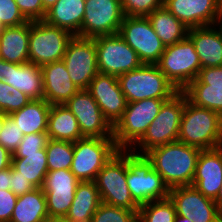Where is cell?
I'll return each mask as SVG.
<instances>
[{"instance_id": "cell-1", "label": "cell", "mask_w": 222, "mask_h": 222, "mask_svg": "<svg viewBox=\"0 0 222 222\" xmlns=\"http://www.w3.org/2000/svg\"><path fill=\"white\" fill-rule=\"evenodd\" d=\"M201 149L179 141L151 149L145 157L169 189L192 184Z\"/></svg>"}, {"instance_id": "cell-2", "label": "cell", "mask_w": 222, "mask_h": 222, "mask_svg": "<svg viewBox=\"0 0 222 222\" xmlns=\"http://www.w3.org/2000/svg\"><path fill=\"white\" fill-rule=\"evenodd\" d=\"M201 150L222 146V116L192 104L188 99L181 117L178 140Z\"/></svg>"}, {"instance_id": "cell-3", "label": "cell", "mask_w": 222, "mask_h": 222, "mask_svg": "<svg viewBox=\"0 0 222 222\" xmlns=\"http://www.w3.org/2000/svg\"><path fill=\"white\" fill-rule=\"evenodd\" d=\"M186 100L187 96L182 91L167 100L148 126L146 133L130 151L137 155H145L153 148L176 142Z\"/></svg>"}, {"instance_id": "cell-4", "label": "cell", "mask_w": 222, "mask_h": 222, "mask_svg": "<svg viewBox=\"0 0 222 222\" xmlns=\"http://www.w3.org/2000/svg\"><path fill=\"white\" fill-rule=\"evenodd\" d=\"M169 99L149 98L127 103L113 126V138L120 150H130L146 133L148 126Z\"/></svg>"}, {"instance_id": "cell-5", "label": "cell", "mask_w": 222, "mask_h": 222, "mask_svg": "<svg viewBox=\"0 0 222 222\" xmlns=\"http://www.w3.org/2000/svg\"><path fill=\"white\" fill-rule=\"evenodd\" d=\"M126 180L130 194L139 206L169 197L170 189L152 168V163L145 155L130 150H126Z\"/></svg>"}, {"instance_id": "cell-6", "label": "cell", "mask_w": 222, "mask_h": 222, "mask_svg": "<svg viewBox=\"0 0 222 222\" xmlns=\"http://www.w3.org/2000/svg\"><path fill=\"white\" fill-rule=\"evenodd\" d=\"M118 81L127 103L149 98L171 99L179 92L157 65L143 64L121 74Z\"/></svg>"}, {"instance_id": "cell-7", "label": "cell", "mask_w": 222, "mask_h": 222, "mask_svg": "<svg viewBox=\"0 0 222 222\" xmlns=\"http://www.w3.org/2000/svg\"><path fill=\"white\" fill-rule=\"evenodd\" d=\"M156 65L178 91L196 79L201 70L199 56L188 36L166 46Z\"/></svg>"}, {"instance_id": "cell-8", "label": "cell", "mask_w": 222, "mask_h": 222, "mask_svg": "<svg viewBox=\"0 0 222 222\" xmlns=\"http://www.w3.org/2000/svg\"><path fill=\"white\" fill-rule=\"evenodd\" d=\"M101 202L138 212L126 180V150H119L97 173L94 180Z\"/></svg>"}, {"instance_id": "cell-9", "label": "cell", "mask_w": 222, "mask_h": 222, "mask_svg": "<svg viewBox=\"0 0 222 222\" xmlns=\"http://www.w3.org/2000/svg\"><path fill=\"white\" fill-rule=\"evenodd\" d=\"M114 138L83 137L74 142L71 172L80 181H94L97 173L119 151Z\"/></svg>"}, {"instance_id": "cell-10", "label": "cell", "mask_w": 222, "mask_h": 222, "mask_svg": "<svg viewBox=\"0 0 222 222\" xmlns=\"http://www.w3.org/2000/svg\"><path fill=\"white\" fill-rule=\"evenodd\" d=\"M73 34L41 21H30L29 62L42 67L61 61Z\"/></svg>"}, {"instance_id": "cell-11", "label": "cell", "mask_w": 222, "mask_h": 222, "mask_svg": "<svg viewBox=\"0 0 222 222\" xmlns=\"http://www.w3.org/2000/svg\"><path fill=\"white\" fill-rule=\"evenodd\" d=\"M94 41L98 71L101 74L119 77L143 65L138 54L119 34L98 36Z\"/></svg>"}, {"instance_id": "cell-12", "label": "cell", "mask_w": 222, "mask_h": 222, "mask_svg": "<svg viewBox=\"0 0 222 222\" xmlns=\"http://www.w3.org/2000/svg\"><path fill=\"white\" fill-rule=\"evenodd\" d=\"M143 64L156 65L165 50L147 17L124 16L119 33Z\"/></svg>"}, {"instance_id": "cell-13", "label": "cell", "mask_w": 222, "mask_h": 222, "mask_svg": "<svg viewBox=\"0 0 222 222\" xmlns=\"http://www.w3.org/2000/svg\"><path fill=\"white\" fill-rule=\"evenodd\" d=\"M62 60L72 82L79 90L87 89L99 73L94 38L73 36Z\"/></svg>"}, {"instance_id": "cell-14", "label": "cell", "mask_w": 222, "mask_h": 222, "mask_svg": "<svg viewBox=\"0 0 222 222\" xmlns=\"http://www.w3.org/2000/svg\"><path fill=\"white\" fill-rule=\"evenodd\" d=\"M123 18L121 0H86L80 37L118 34Z\"/></svg>"}, {"instance_id": "cell-15", "label": "cell", "mask_w": 222, "mask_h": 222, "mask_svg": "<svg viewBox=\"0 0 222 222\" xmlns=\"http://www.w3.org/2000/svg\"><path fill=\"white\" fill-rule=\"evenodd\" d=\"M65 106L76 117L84 137L113 138V126L87 89L78 90Z\"/></svg>"}, {"instance_id": "cell-16", "label": "cell", "mask_w": 222, "mask_h": 222, "mask_svg": "<svg viewBox=\"0 0 222 222\" xmlns=\"http://www.w3.org/2000/svg\"><path fill=\"white\" fill-rule=\"evenodd\" d=\"M169 197L179 216L193 222H222V214L215 201L205 197L192 185L171 188Z\"/></svg>"}, {"instance_id": "cell-17", "label": "cell", "mask_w": 222, "mask_h": 222, "mask_svg": "<svg viewBox=\"0 0 222 222\" xmlns=\"http://www.w3.org/2000/svg\"><path fill=\"white\" fill-rule=\"evenodd\" d=\"M80 181L70 169L48 171L43 184L49 216H66Z\"/></svg>"}, {"instance_id": "cell-18", "label": "cell", "mask_w": 222, "mask_h": 222, "mask_svg": "<svg viewBox=\"0 0 222 222\" xmlns=\"http://www.w3.org/2000/svg\"><path fill=\"white\" fill-rule=\"evenodd\" d=\"M87 90L93 96L104 117L114 126L127 106L118 77L98 73Z\"/></svg>"}, {"instance_id": "cell-19", "label": "cell", "mask_w": 222, "mask_h": 222, "mask_svg": "<svg viewBox=\"0 0 222 222\" xmlns=\"http://www.w3.org/2000/svg\"><path fill=\"white\" fill-rule=\"evenodd\" d=\"M163 6L191 29L215 25L222 0H163Z\"/></svg>"}, {"instance_id": "cell-20", "label": "cell", "mask_w": 222, "mask_h": 222, "mask_svg": "<svg viewBox=\"0 0 222 222\" xmlns=\"http://www.w3.org/2000/svg\"><path fill=\"white\" fill-rule=\"evenodd\" d=\"M191 185L205 197L216 199L222 185V146L201 150Z\"/></svg>"}, {"instance_id": "cell-21", "label": "cell", "mask_w": 222, "mask_h": 222, "mask_svg": "<svg viewBox=\"0 0 222 222\" xmlns=\"http://www.w3.org/2000/svg\"><path fill=\"white\" fill-rule=\"evenodd\" d=\"M44 86V100L50 105H65L79 90L72 82L63 60L41 67Z\"/></svg>"}, {"instance_id": "cell-22", "label": "cell", "mask_w": 222, "mask_h": 222, "mask_svg": "<svg viewBox=\"0 0 222 222\" xmlns=\"http://www.w3.org/2000/svg\"><path fill=\"white\" fill-rule=\"evenodd\" d=\"M8 85L26 94L31 100L44 99L43 75L41 67L33 63L16 64L6 61Z\"/></svg>"}, {"instance_id": "cell-23", "label": "cell", "mask_w": 222, "mask_h": 222, "mask_svg": "<svg viewBox=\"0 0 222 222\" xmlns=\"http://www.w3.org/2000/svg\"><path fill=\"white\" fill-rule=\"evenodd\" d=\"M187 36L194 44L201 68L222 65V35L215 25L188 29Z\"/></svg>"}, {"instance_id": "cell-24", "label": "cell", "mask_w": 222, "mask_h": 222, "mask_svg": "<svg viewBox=\"0 0 222 222\" xmlns=\"http://www.w3.org/2000/svg\"><path fill=\"white\" fill-rule=\"evenodd\" d=\"M30 21L19 26L3 27L0 32V59L10 63L29 62Z\"/></svg>"}, {"instance_id": "cell-25", "label": "cell", "mask_w": 222, "mask_h": 222, "mask_svg": "<svg viewBox=\"0 0 222 222\" xmlns=\"http://www.w3.org/2000/svg\"><path fill=\"white\" fill-rule=\"evenodd\" d=\"M86 0H58L46 11L44 21L80 37Z\"/></svg>"}, {"instance_id": "cell-26", "label": "cell", "mask_w": 222, "mask_h": 222, "mask_svg": "<svg viewBox=\"0 0 222 222\" xmlns=\"http://www.w3.org/2000/svg\"><path fill=\"white\" fill-rule=\"evenodd\" d=\"M49 139L76 142L83 138L76 117L65 105H51L48 114Z\"/></svg>"}, {"instance_id": "cell-27", "label": "cell", "mask_w": 222, "mask_h": 222, "mask_svg": "<svg viewBox=\"0 0 222 222\" xmlns=\"http://www.w3.org/2000/svg\"><path fill=\"white\" fill-rule=\"evenodd\" d=\"M101 203L95 182L82 181L77 185L75 197L66 217L72 222H91Z\"/></svg>"}, {"instance_id": "cell-28", "label": "cell", "mask_w": 222, "mask_h": 222, "mask_svg": "<svg viewBox=\"0 0 222 222\" xmlns=\"http://www.w3.org/2000/svg\"><path fill=\"white\" fill-rule=\"evenodd\" d=\"M51 105L44 99L31 100L20 110L9 116L16 122L24 135L47 132L48 114Z\"/></svg>"}, {"instance_id": "cell-29", "label": "cell", "mask_w": 222, "mask_h": 222, "mask_svg": "<svg viewBox=\"0 0 222 222\" xmlns=\"http://www.w3.org/2000/svg\"><path fill=\"white\" fill-rule=\"evenodd\" d=\"M48 217L45 193L35 188L17 197L10 222H44Z\"/></svg>"}, {"instance_id": "cell-30", "label": "cell", "mask_w": 222, "mask_h": 222, "mask_svg": "<svg viewBox=\"0 0 222 222\" xmlns=\"http://www.w3.org/2000/svg\"><path fill=\"white\" fill-rule=\"evenodd\" d=\"M147 18L165 47L173 45L187 36V27L164 6L154 10Z\"/></svg>"}, {"instance_id": "cell-31", "label": "cell", "mask_w": 222, "mask_h": 222, "mask_svg": "<svg viewBox=\"0 0 222 222\" xmlns=\"http://www.w3.org/2000/svg\"><path fill=\"white\" fill-rule=\"evenodd\" d=\"M11 167L35 188H42L48 173L46 148L32 154H12Z\"/></svg>"}, {"instance_id": "cell-32", "label": "cell", "mask_w": 222, "mask_h": 222, "mask_svg": "<svg viewBox=\"0 0 222 222\" xmlns=\"http://www.w3.org/2000/svg\"><path fill=\"white\" fill-rule=\"evenodd\" d=\"M176 207L170 197L140 205L138 222H174Z\"/></svg>"}, {"instance_id": "cell-33", "label": "cell", "mask_w": 222, "mask_h": 222, "mask_svg": "<svg viewBox=\"0 0 222 222\" xmlns=\"http://www.w3.org/2000/svg\"><path fill=\"white\" fill-rule=\"evenodd\" d=\"M46 148L48 171L70 169L74 142L49 139Z\"/></svg>"}, {"instance_id": "cell-34", "label": "cell", "mask_w": 222, "mask_h": 222, "mask_svg": "<svg viewBox=\"0 0 222 222\" xmlns=\"http://www.w3.org/2000/svg\"><path fill=\"white\" fill-rule=\"evenodd\" d=\"M182 92L192 104L210 109L222 116V90L183 89Z\"/></svg>"}, {"instance_id": "cell-35", "label": "cell", "mask_w": 222, "mask_h": 222, "mask_svg": "<svg viewBox=\"0 0 222 222\" xmlns=\"http://www.w3.org/2000/svg\"><path fill=\"white\" fill-rule=\"evenodd\" d=\"M91 222H138V212L101 203Z\"/></svg>"}, {"instance_id": "cell-36", "label": "cell", "mask_w": 222, "mask_h": 222, "mask_svg": "<svg viewBox=\"0 0 222 222\" xmlns=\"http://www.w3.org/2000/svg\"><path fill=\"white\" fill-rule=\"evenodd\" d=\"M30 101L31 99L26 94L4 81H0V108L3 113L9 115L16 110H20Z\"/></svg>"}, {"instance_id": "cell-37", "label": "cell", "mask_w": 222, "mask_h": 222, "mask_svg": "<svg viewBox=\"0 0 222 222\" xmlns=\"http://www.w3.org/2000/svg\"><path fill=\"white\" fill-rule=\"evenodd\" d=\"M184 89H219L222 90V65L201 68L196 79Z\"/></svg>"}, {"instance_id": "cell-38", "label": "cell", "mask_w": 222, "mask_h": 222, "mask_svg": "<svg viewBox=\"0 0 222 222\" xmlns=\"http://www.w3.org/2000/svg\"><path fill=\"white\" fill-rule=\"evenodd\" d=\"M163 6V0H121L124 16L147 17Z\"/></svg>"}, {"instance_id": "cell-39", "label": "cell", "mask_w": 222, "mask_h": 222, "mask_svg": "<svg viewBox=\"0 0 222 222\" xmlns=\"http://www.w3.org/2000/svg\"><path fill=\"white\" fill-rule=\"evenodd\" d=\"M23 137L24 134L18 128L16 122L7 115L5 124L0 132V145L13 154Z\"/></svg>"}, {"instance_id": "cell-40", "label": "cell", "mask_w": 222, "mask_h": 222, "mask_svg": "<svg viewBox=\"0 0 222 222\" xmlns=\"http://www.w3.org/2000/svg\"><path fill=\"white\" fill-rule=\"evenodd\" d=\"M29 22L21 13L15 0H0V24L2 27L19 26Z\"/></svg>"}, {"instance_id": "cell-41", "label": "cell", "mask_w": 222, "mask_h": 222, "mask_svg": "<svg viewBox=\"0 0 222 222\" xmlns=\"http://www.w3.org/2000/svg\"><path fill=\"white\" fill-rule=\"evenodd\" d=\"M49 136L47 132L24 135L13 154H32L47 146Z\"/></svg>"}, {"instance_id": "cell-42", "label": "cell", "mask_w": 222, "mask_h": 222, "mask_svg": "<svg viewBox=\"0 0 222 222\" xmlns=\"http://www.w3.org/2000/svg\"><path fill=\"white\" fill-rule=\"evenodd\" d=\"M18 8L28 21L44 20L46 11L41 0H15Z\"/></svg>"}, {"instance_id": "cell-43", "label": "cell", "mask_w": 222, "mask_h": 222, "mask_svg": "<svg viewBox=\"0 0 222 222\" xmlns=\"http://www.w3.org/2000/svg\"><path fill=\"white\" fill-rule=\"evenodd\" d=\"M17 196L11 190L0 189V222H10Z\"/></svg>"}, {"instance_id": "cell-44", "label": "cell", "mask_w": 222, "mask_h": 222, "mask_svg": "<svg viewBox=\"0 0 222 222\" xmlns=\"http://www.w3.org/2000/svg\"><path fill=\"white\" fill-rule=\"evenodd\" d=\"M35 187L29 182V180L24 179L19 175V172L11 167V184L10 190L18 197L27 192L32 191Z\"/></svg>"}, {"instance_id": "cell-45", "label": "cell", "mask_w": 222, "mask_h": 222, "mask_svg": "<svg viewBox=\"0 0 222 222\" xmlns=\"http://www.w3.org/2000/svg\"><path fill=\"white\" fill-rule=\"evenodd\" d=\"M12 153L0 145V170L11 167Z\"/></svg>"}, {"instance_id": "cell-46", "label": "cell", "mask_w": 222, "mask_h": 222, "mask_svg": "<svg viewBox=\"0 0 222 222\" xmlns=\"http://www.w3.org/2000/svg\"><path fill=\"white\" fill-rule=\"evenodd\" d=\"M11 184V167L0 170V189L10 190Z\"/></svg>"}, {"instance_id": "cell-47", "label": "cell", "mask_w": 222, "mask_h": 222, "mask_svg": "<svg viewBox=\"0 0 222 222\" xmlns=\"http://www.w3.org/2000/svg\"><path fill=\"white\" fill-rule=\"evenodd\" d=\"M44 222H72L66 216H49Z\"/></svg>"}, {"instance_id": "cell-48", "label": "cell", "mask_w": 222, "mask_h": 222, "mask_svg": "<svg viewBox=\"0 0 222 222\" xmlns=\"http://www.w3.org/2000/svg\"><path fill=\"white\" fill-rule=\"evenodd\" d=\"M6 79V61L0 59V81Z\"/></svg>"}, {"instance_id": "cell-49", "label": "cell", "mask_w": 222, "mask_h": 222, "mask_svg": "<svg viewBox=\"0 0 222 222\" xmlns=\"http://www.w3.org/2000/svg\"><path fill=\"white\" fill-rule=\"evenodd\" d=\"M214 201L222 214V185H221L219 193Z\"/></svg>"}, {"instance_id": "cell-50", "label": "cell", "mask_w": 222, "mask_h": 222, "mask_svg": "<svg viewBox=\"0 0 222 222\" xmlns=\"http://www.w3.org/2000/svg\"><path fill=\"white\" fill-rule=\"evenodd\" d=\"M58 0H41L45 11L50 9Z\"/></svg>"}, {"instance_id": "cell-51", "label": "cell", "mask_w": 222, "mask_h": 222, "mask_svg": "<svg viewBox=\"0 0 222 222\" xmlns=\"http://www.w3.org/2000/svg\"><path fill=\"white\" fill-rule=\"evenodd\" d=\"M215 26L218 28V30L220 31L221 35H222V9L220 11V14L216 20Z\"/></svg>"}, {"instance_id": "cell-52", "label": "cell", "mask_w": 222, "mask_h": 222, "mask_svg": "<svg viewBox=\"0 0 222 222\" xmlns=\"http://www.w3.org/2000/svg\"><path fill=\"white\" fill-rule=\"evenodd\" d=\"M6 117H7V114L5 113H0V132L5 124V121H6Z\"/></svg>"}, {"instance_id": "cell-53", "label": "cell", "mask_w": 222, "mask_h": 222, "mask_svg": "<svg viewBox=\"0 0 222 222\" xmlns=\"http://www.w3.org/2000/svg\"><path fill=\"white\" fill-rule=\"evenodd\" d=\"M174 222H193V221H191L189 218L176 215V218H175Z\"/></svg>"}]
</instances>
